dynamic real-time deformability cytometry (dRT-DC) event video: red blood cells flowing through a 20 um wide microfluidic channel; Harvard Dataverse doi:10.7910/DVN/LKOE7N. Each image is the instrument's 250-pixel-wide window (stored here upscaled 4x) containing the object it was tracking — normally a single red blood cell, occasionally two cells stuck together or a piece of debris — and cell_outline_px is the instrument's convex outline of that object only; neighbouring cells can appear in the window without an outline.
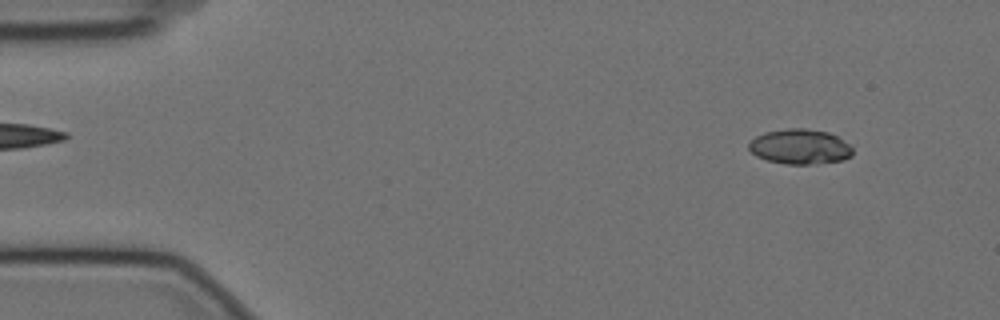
{"species": "Egyptian fruit bat (a non-hibernating species)", "species_latin": "Rousettus aegyptiacus", "temperature_condition": "cold", "stored_images_in_passage": 55, "camera_frame_rate_fps": 3000, "um_per_image_px": 0.085, "animal": {"sex": "female"}, "frame": {"image": 1, "passage_image": 3, "time_ms": 0.667, "image_size_px": [1000, 320], "cell_outline_px": [[852, 156], [844, 160], [808, 164], [784, 164], [768, 160], [756, 156], [748, 148], [748, 144], [756, 136], [764, 132], [788, 128], [804, 128], [828, 132], [836, 136], [848, 144], [852, 148]], "centroid_in_image_um": [67.98, 12.46], "position_along_channel_um": 17.0, "area_um2": 21.1}}
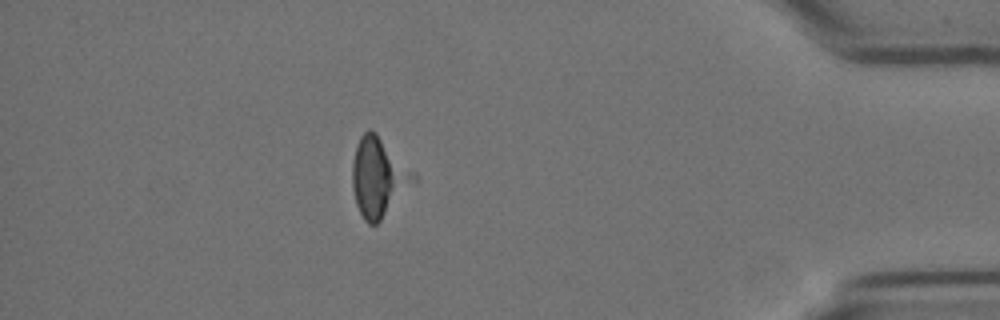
{"frame": {"image": 2, "passage_image": 48, "time_ms": 15.667, "image_size_px": [1000, 320], "cell_outline_px": [[396, 176], [384, 212], [380, 220], [376, 224], [368, 224], [364, 220], [356, 204], [352, 188], [352, 164], [356, 144], [360, 136], [368, 128], [376, 132], [380, 140]], "centroid_in_image_um": [31.58, 15.05], "position_along_channel_um": 403.6, "area_um2": 20.92}}